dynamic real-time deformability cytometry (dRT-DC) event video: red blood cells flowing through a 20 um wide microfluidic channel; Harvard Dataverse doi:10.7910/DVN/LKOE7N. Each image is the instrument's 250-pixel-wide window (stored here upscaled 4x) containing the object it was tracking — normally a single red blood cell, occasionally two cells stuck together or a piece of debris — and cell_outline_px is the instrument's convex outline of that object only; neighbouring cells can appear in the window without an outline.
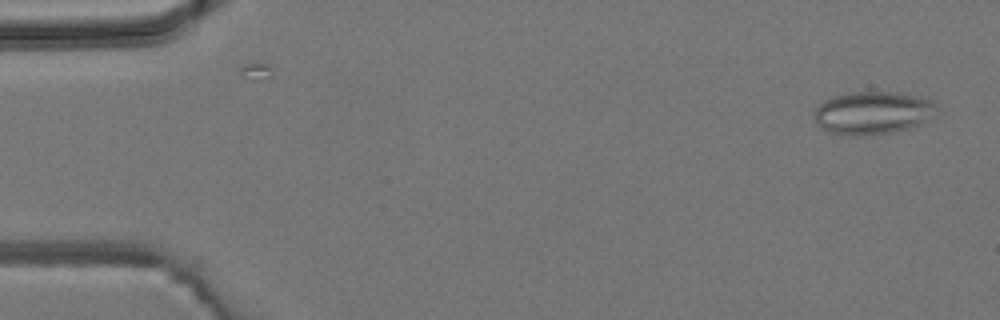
{"species": "common noctule bat (a hibernating species)", "species_latin": "Nyctalus noctula", "temperature_condition": "room temperature", "stored_images_in_passage": 3, "camera_frame_rate_fps": 3000, "um_per_image_px": 0.085, "animal": {"sex": "male", "body_mass_g": 19.2, "forearm_length_mm": 51.8}, "frame": {"image": 1, "passage_image": 1, "time_ms": 0.0, "image_size_px": [1000, 320], "cell_outline_px": [[936, 104], [920, 124], [908, 128], [892, 132], [860, 136], [856, 136], [832, 132], [816, 124], [816, 108], [824, 100], [832, 96], [848, 92], [900, 92], [924, 96], [932, 100]], "centroid_in_image_um": [74.15, 9.56], "position_along_channel_um": 10.9, "area_um2": 30.06}}